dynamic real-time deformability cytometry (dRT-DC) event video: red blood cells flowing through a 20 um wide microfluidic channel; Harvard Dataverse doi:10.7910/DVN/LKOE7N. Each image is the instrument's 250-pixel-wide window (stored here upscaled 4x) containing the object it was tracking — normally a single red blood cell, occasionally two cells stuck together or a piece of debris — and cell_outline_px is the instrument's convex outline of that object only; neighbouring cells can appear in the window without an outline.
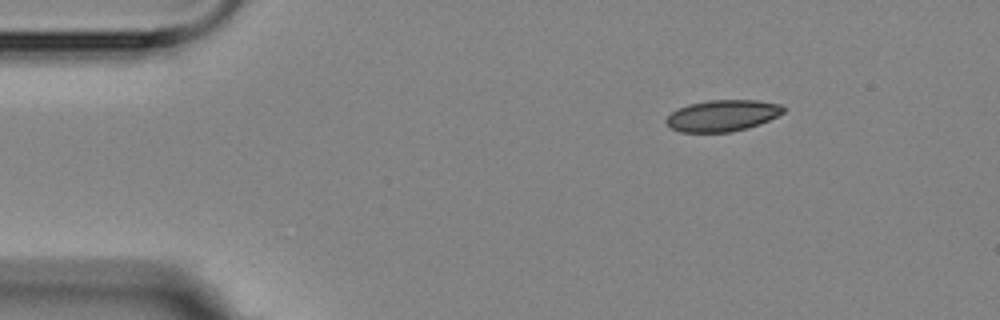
{"species": "Egyptian fruit bat (a non-hibernating species)", "species_latin": "Rousettus aegyptiacus", "temperature_condition": "room temperature", "stored_images_in_passage": 3, "camera_frame_rate_fps": 3000, "um_per_image_px": 0.085, "animal": {"sex": "female"}, "frame": {"image": 1, "passage_image": 1, "time_ms": 0.0, "image_size_px": [1000, 320], "cell_outline_px": [[784, 112], [760, 124], [748, 128], [732, 132], [680, 132], [672, 128], [664, 120], [672, 112], [688, 104], [708, 100], [756, 100], [780, 104], [784, 108]], "centroid_in_image_um": [61.41, 9.83], "position_along_channel_um": 23.6, "area_um2": 21.33}}